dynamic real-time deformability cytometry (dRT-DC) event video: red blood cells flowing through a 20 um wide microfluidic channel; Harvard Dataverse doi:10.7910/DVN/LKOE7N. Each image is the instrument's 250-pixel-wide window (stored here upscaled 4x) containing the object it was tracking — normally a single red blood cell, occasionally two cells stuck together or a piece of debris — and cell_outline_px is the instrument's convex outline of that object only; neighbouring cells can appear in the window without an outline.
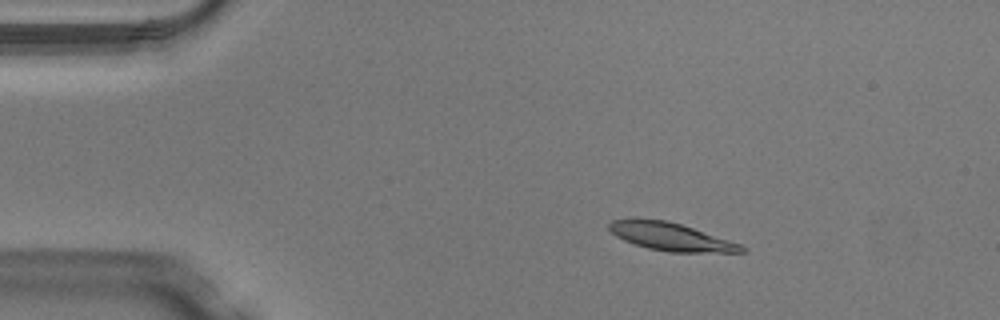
{"species": "Egyptian fruit bat (a non-hibernating species)", "species_latin": "Rousettus aegyptiacus", "temperature_condition": "warm", "stored_images_in_passage": 42, "camera_frame_rate_fps": 3000, "um_per_image_px": 0.085, "animal": {"sex": "male"}, "frame": {"image": 1, "passage_image": 1, "time_ms": 0.0, "image_size_px": [1000, 320], "cell_outline_px": [[744, 252], [668, 252], [648, 248], [624, 240], [616, 236], [608, 228], [608, 224], [612, 220], [668, 220], [740, 244], [744, 248]], "centroid_in_image_um": [57.0, 20.14], "position_along_channel_um": 28.0, "area_um2": 20.75}}
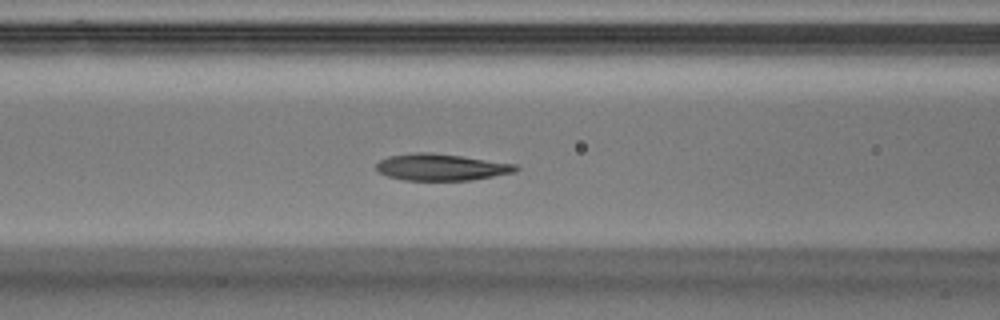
{"frame": {"image": 2, "passage_image": 13, "time_ms": 4.0, "image_size_px": [1000, 320], "cell_outline_px": [[520, 168], [516, 172], [468, 180], [404, 180], [388, 176], [380, 172], [376, 168], [376, 164], [380, 160], [388, 156], [416, 152], [432, 152], [516, 164]], "centroid_in_image_um": [37.49, 14.2], "position_along_channel_um": 129.1, "area_um2": 21.5}}
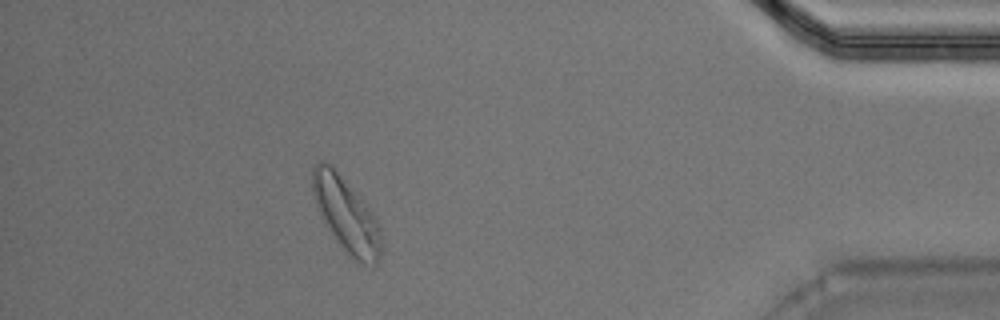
{"frame": {"image": 3, "passage_image": 37, "time_ms": 12.0, "image_size_px": [1000, 320], "cell_outline_px": [[380, 260], [376, 264], [356, 264], [344, 252], [324, 224], [320, 216], [316, 204], [312, 188], [312, 168], [320, 160], [332, 164], [372, 212], [380, 228]], "centroid_in_image_um": [29.4, 18.29], "position_along_channel_um": 405.8, "area_um2": 30.0}, "authors_computed_cell_mechanics": {"area_um2": 22.3397, "velocity_mm_per_s": 4.059, "shape_relaxation_time_tau1_ms": 2.0535, "shape_relaxation_time_tau2_ms": 2.532, "deformation_change_tau1": 0.1417, "deformation_change_tau2": 0.0521}}